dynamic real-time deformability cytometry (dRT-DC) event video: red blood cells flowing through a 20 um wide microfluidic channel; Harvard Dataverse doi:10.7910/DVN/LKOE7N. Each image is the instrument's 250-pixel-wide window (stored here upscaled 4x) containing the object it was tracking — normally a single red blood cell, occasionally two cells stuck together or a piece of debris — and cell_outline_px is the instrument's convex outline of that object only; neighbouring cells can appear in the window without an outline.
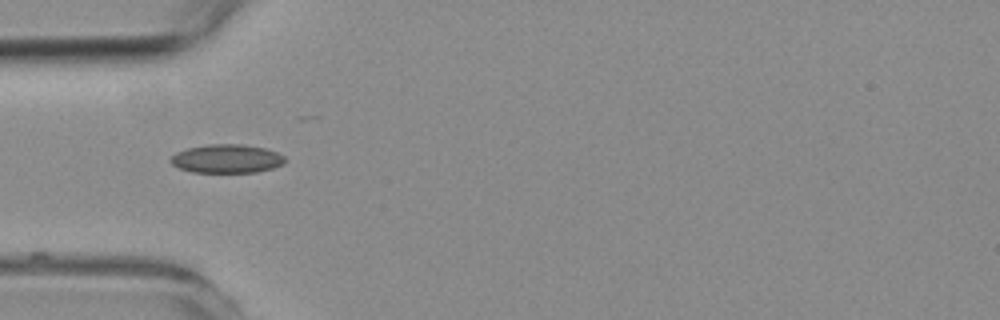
{"species": "common noctule bat (a hibernating species)", "species_latin": "Nyctalus noctula", "temperature_condition": "room temperature", "stored_images_in_passage": 9, "camera_frame_rate_fps": 3000, "um_per_image_px": 0.085, "animal": {"sex": "female", "body_mass_g": 19.3, "forearm_length_mm": 54.1}, "frame": {"image": 1, "passage_image": 1, "time_ms": 0.0, "image_size_px": [1000, 320], "cell_outline_px": [[288, 160], [284, 164], [272, 168], [256, 172], [192, 172], [180, 168], [172, 164], [168, 160], [176, 152], [188, 148], [208, 144], [240, 144], [264, 148], [276, 152], [284, 156]], "centroid_in_image_um": [19.28, 13.49], "position_along_channel_um": 65.7, "area_um2": 19.07}}